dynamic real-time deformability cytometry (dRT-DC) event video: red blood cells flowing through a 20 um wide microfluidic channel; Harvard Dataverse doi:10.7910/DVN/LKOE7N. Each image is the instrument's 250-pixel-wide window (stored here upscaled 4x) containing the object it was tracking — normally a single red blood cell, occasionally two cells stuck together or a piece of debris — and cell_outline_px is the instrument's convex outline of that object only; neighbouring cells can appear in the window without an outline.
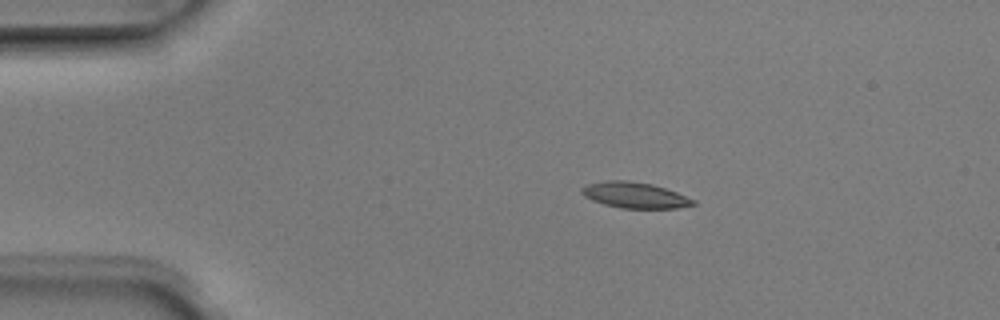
{"species": "Egyptian fruit bat (a non-hibernating species)", "species_latin": "Rousettus aegyptiacus", "temperature_condition": "room temperature", "stored_images_in_passage": 5, "camera_frame_rate_fps": 3000, "um_per_image_px": 0.085, "animal": {"sex": "male"}, "frame": {"image": 1, "passage_image": 2, "time_ms": 0.333, "image_size_px": [1000, 320], "cell_outline_px": [[696, 204], [676, 208], [620, 208], [604, 204], [592, 200], [584, 196], [580, 192], [580, 188], [588, 184], [604, 180], [628, 180], [652, 184], [676, 192], [696, 200]], "centroid_in_image_um": [53.93, 16.58], "position_along_channel_um": 31.1, "area_um2": 16.82}}
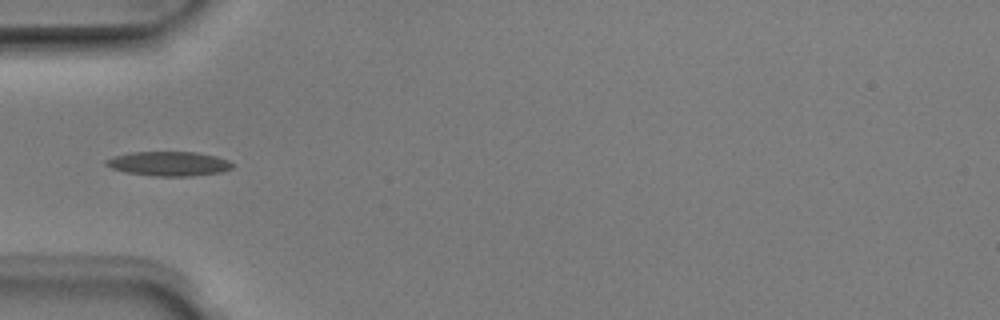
{"frame": {"image": 2, "passage_image": 4, "time_ms": 1.0, "image_size_px": [1000, 320], "cell_outline_px": [[236, 164], [232, 168], [220, 172], [192, 176], [156, 176], [124, 172], [112, 168], [104, 164], [104, 160], [112, 156], [132, 152], [196, 152], [216, 156], [228, 160]], "centroid_in_image_um": [14.34, 13.91], "position_along_channel_um": 70.7, "area_um2": 18.09}}
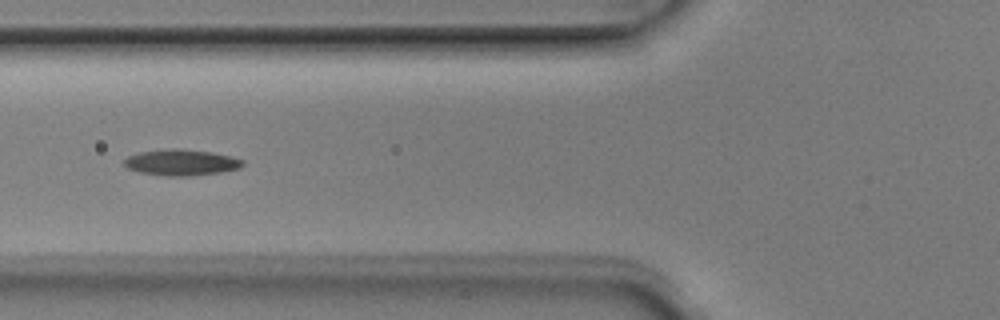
{"frame": {"image": 3, "passage_image": 5, "time_ms": 1.333, "image_size_px": [1000, 320], "cell_outline_px": [[244, 164], [240, 168], [220, 172], [192, 176], [168, 176], [140, 172], [128, 168], [124, 164], [124, 160], [128, 156], [140, 152], [172, 148], [180, 148], [212, 152], [244, 160]], "centroid_in_image_um": [15.42, 13.8], "position_along_channel_um": 110.4, "area_um2": 17.92}}